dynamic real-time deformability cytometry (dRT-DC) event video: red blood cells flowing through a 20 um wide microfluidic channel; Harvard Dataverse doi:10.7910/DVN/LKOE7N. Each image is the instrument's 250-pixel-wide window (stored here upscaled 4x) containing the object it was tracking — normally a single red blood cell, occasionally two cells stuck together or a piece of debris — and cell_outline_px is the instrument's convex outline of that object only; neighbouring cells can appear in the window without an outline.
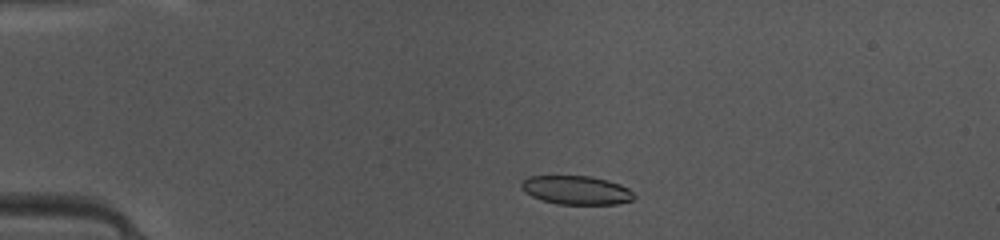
{"species": "common noctule bat (a hibernating species)", "species_latin": "Nyctalus noctula", "temperature_condition": "warm", "stored_images_in_passage": 43, "camera_frame_rate_fps": 3000, "um_per_image_px": 0.085, "animal": {"sex": "female", "body_mass_g": 10.0, "forearm_length_mm": 53.1}, "frame": {"image": 1, "passage_image": 6, "time_ms": 1.667, "image_size_px": [1000, 240], "cell_outline_px": [[636, 196], [632, 200], [616, 204], [556, 204], [540, 200], [524, 192], [520, 188], [520, 184], [528, 176], [592, 176], [608, 180], [620, 184], [628, 188]], "centroid_in_image_um": [48.97, 16.16], "position_along_channel_um": 36.0, "area_um2": 19.02}}
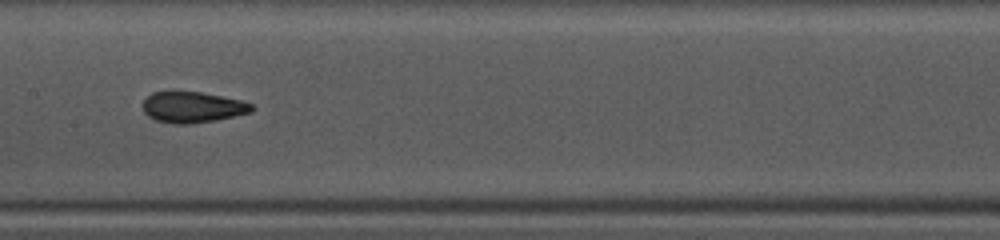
{"frame": {"image": 2, "passage_image": 20, "time_ms": 6.333, "image_size_px": [1000, 240], "cell_outline_px": [[256, 108], [252, 112], [216, 120], [192, 124], [172, 124], [156, 120], [148, 116], [144, 112], [140, 104], [152, 92], [172, 88], [200, 92], [240, 100], [252, 104]], "centroid_in_image_um": [16.3, 9.08], "position_along_channel_um": 191.1, "area_um2": 20.4}}
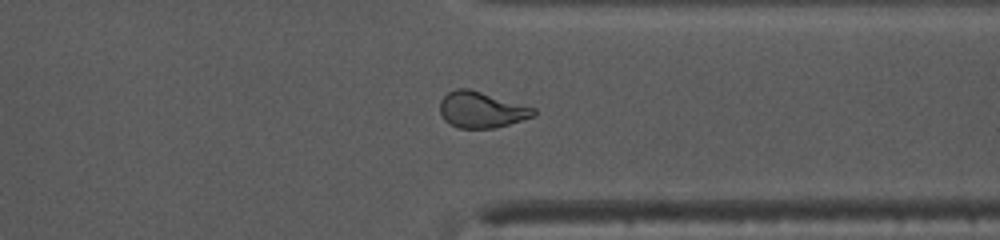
{"frame": {"image": 3, "passage_image": 33, "time_ms": 10.667, "image_size_px": [1000, 240], "cell_outline_px": [[536, 116], [496, 128], [460, 128], [448, 124], [444, 120], [440, 112], [440, 100], [448, 92], [456, 88], [468, 88], [536, 108]], "centroid_in_image_um": [40.92, 9.34], "position_along_channel_um": 370.5, "area_um2": 19.83}, "authors_computed_cell_mechanics": {"area_um2": 19.8254, "velocity_mm_per_s": 4.165, "shape_relaxation_time_tau1_ms": 4.5829, "shape_relaxation_time_tau2_ms": 2.3254, "deformation_change_tau1": 0.1699, "deformation_change_tau2": 0.0233}}